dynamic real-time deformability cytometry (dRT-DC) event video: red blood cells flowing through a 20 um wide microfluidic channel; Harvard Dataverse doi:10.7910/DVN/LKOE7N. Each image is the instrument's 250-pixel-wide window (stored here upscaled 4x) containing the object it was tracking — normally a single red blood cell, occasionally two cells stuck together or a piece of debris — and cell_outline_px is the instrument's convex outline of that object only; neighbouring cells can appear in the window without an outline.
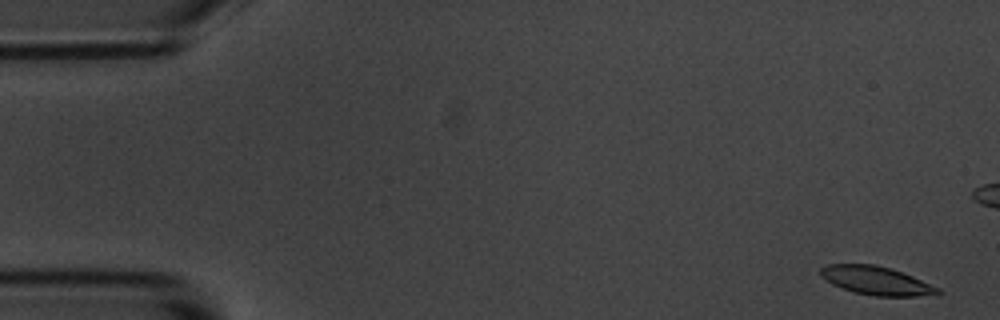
{"species": "common noctule bat (a hibernating species)", "species_latin": "Nyctalus noctula", "temperature_condition": "room temperature", "stored_images_in_passage": 5, "camera_frame_rate_fps": 3000, "um_per_image_px": 0.085, "animal": {"sex": "male", "body_mass_g": 20.1, "forearm_length_mm": 53.5}, "frame": {"image": 1, "passage_image": 1, "time_ms": 0.0, "image_size_px": [1000, 320], "cell_outline_px": [[944, 292], [940, 296], [876, 296], [852, 292], [832, 284], [820, 276], [820, 268], [828, 264], [876, 264], [892, 268], [912, 276], [940, 288]], "centroid_in_image_um": [74.54, 23.86], "position_along_channel_um": 10.5, "area_um2": 19.83}}